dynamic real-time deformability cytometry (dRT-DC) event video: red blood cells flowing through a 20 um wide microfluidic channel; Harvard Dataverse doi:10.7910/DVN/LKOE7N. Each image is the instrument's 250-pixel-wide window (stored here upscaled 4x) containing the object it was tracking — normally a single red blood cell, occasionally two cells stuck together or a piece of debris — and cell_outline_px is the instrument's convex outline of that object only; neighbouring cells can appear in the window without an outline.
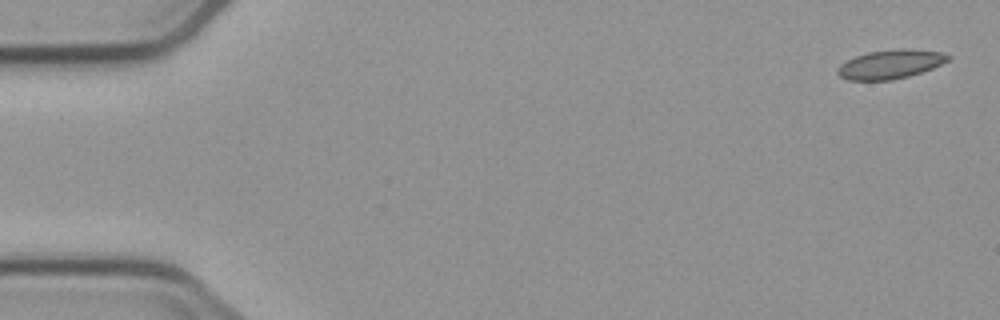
{"species": "common noctule bat (a hibernating species)", "species_latin": "Nyctalus noctula", "temperature_condition": "cold", "stored_images_in_passage": 5, "segment_of_instrument_passage": [1, 2], "camera_frame_rate_fps": 3000, "um_per_image_px": 0.085, "animal": {"sex": "male", "body_mass_g": 23.1, "forearm_length_mm": 52.7}, "frame": {"image": 1, "passage_image": 1, "time_ms": 0.0, "image_size_px": [1000, 320], "cell_outline_px": [[952, 56], [948, 60], [932, 68], [908, 76], [892, 80], [848, 80], [840, 76], [836, 72], [836, 68], [840, 64], [856, 56], [868, 52], [900, 48], [908, 48], [940, 52]], "centroid_in_image_um": [75.66, 5.45], "position_along_channel_um": 9.3, "area_um2": 18.55}}